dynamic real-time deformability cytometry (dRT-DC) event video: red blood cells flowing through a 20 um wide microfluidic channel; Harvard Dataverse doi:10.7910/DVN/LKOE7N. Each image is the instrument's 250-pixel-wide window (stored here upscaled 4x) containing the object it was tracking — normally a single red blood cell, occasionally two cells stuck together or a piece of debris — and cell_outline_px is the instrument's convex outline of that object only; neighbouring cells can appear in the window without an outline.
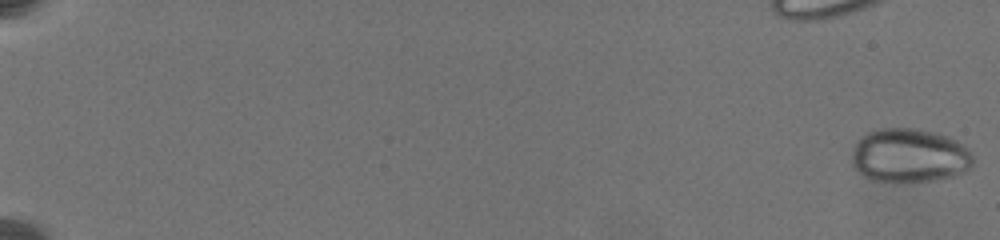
{"species": "common noctule bat (a hibernating species)", "species_latin": "Nyctalus noctula", "temperature_condition": "warm", "stored_images_in_passage": 70, "camera_frame_rate_fps": 3000, "um_per_image_px": 0.085, "animal": {"sex": "female", "body_mass_g": 19.5, "forearm_length_mm": 54.1}, "frame": {"image": 1, "passage_image": 1, "time_ms": 0.0, "image_size_px": [1000, 240], "cell_outline_px": [[976, 156], [972, 164], [964, 172], [952, 176], [936, 180], [868, 180], [852, 164], [852, 148], [868, 132], [880, 128], [920, 128], [936, 132], [948, 136], [956, 140], [968, 148]], "centroid_in_image_um": [77.34, 13.19], "position_along_channel_um": 7.7, "area_um2": 37.97}}
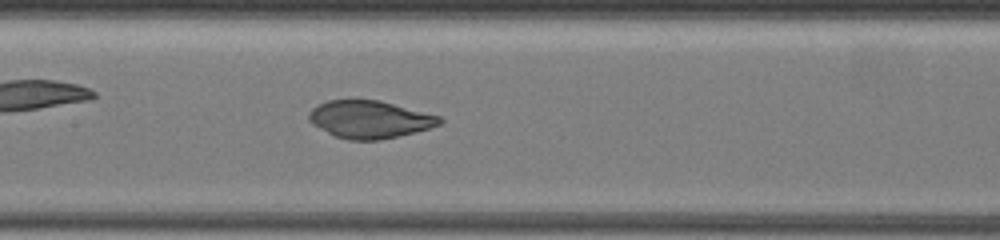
{"frame": {"image": 2, "passage_image": 45, "time_ms": 11.333, "image_size_px": [1000, 240], "cell_outline_px": [[444, 120], [440, 124], [416, 132], [380, 140], [348, 140], [336, 136], [312, 124], [308, 120], [308, 112], [312, 108], [328, 100], [380, 100], [440, 116]], "centroid_in_image_um": [31.42, 10.15], "position_along_channel_um": 176.0, "area_um2": 28.5}}
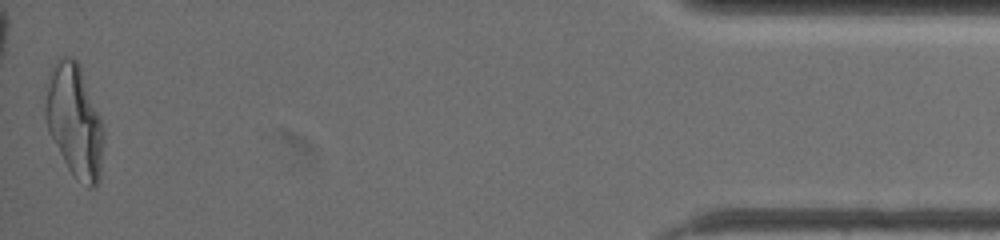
{"frame": {"image": 3, "passage_image": 69, "time_ms": 20.667, "image_size_px": [1000, 240], "cell_outline_px": [[104, 140], [100, 180], [96, 188], [88, 188], [72, 176], [48, 132], [44, 116], [44, 104], [48, 84], [52, 72], [60, 56], [68, 56], [76, 60], [80, 64], [100, 116], [104, 128]], "centroid_in_image_um": [6.36, 10.35], "position_along_channel_um": 428.8, "area_um2": 38.55}}